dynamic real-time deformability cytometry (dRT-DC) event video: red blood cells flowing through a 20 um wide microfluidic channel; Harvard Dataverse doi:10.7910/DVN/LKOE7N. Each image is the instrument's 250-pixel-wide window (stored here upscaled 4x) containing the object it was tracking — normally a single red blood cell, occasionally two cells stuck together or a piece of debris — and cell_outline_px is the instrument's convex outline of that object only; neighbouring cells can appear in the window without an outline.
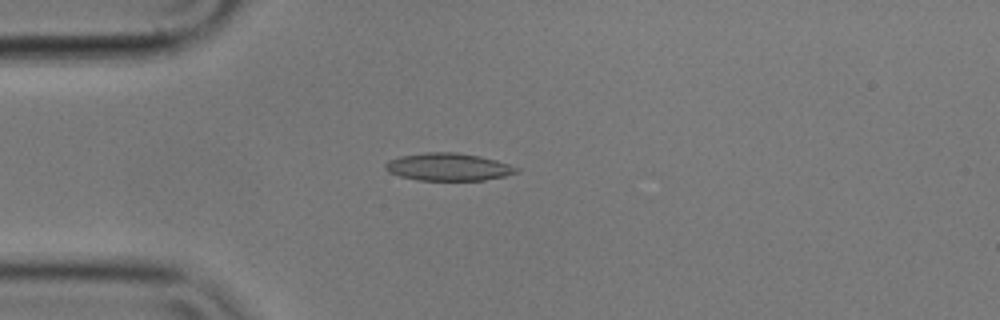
{"species": "common noctule bat (a hibernating species)", "species_latin": "Nyctalus noctula", "temperature_condition": "cold", "stored_images_in_passage": 7, "camera_frame_rate_fps": 3000, "um_per_image_px": 0.085, "animal": {"sex": "male", "body_mass_g": 17.9}, "frame": {"image": 1, "passage_image": 4, "time_ms": 1.0, "image_size_px": [1000, 320], "cell_outline_px": [[520, 172], [504, 176], [484, 180], [416, 180], [400, 176], [388, 172], [384, 168], [384, 164], [388, 160], [400, 156], [424, 152], [456, 152], [480, 156], [496, 160], [520, 168]], "centroid_in_image_um": [38.09, 14.18], "position_along_channel_um": 46.9, "area_um2": 21.21}}
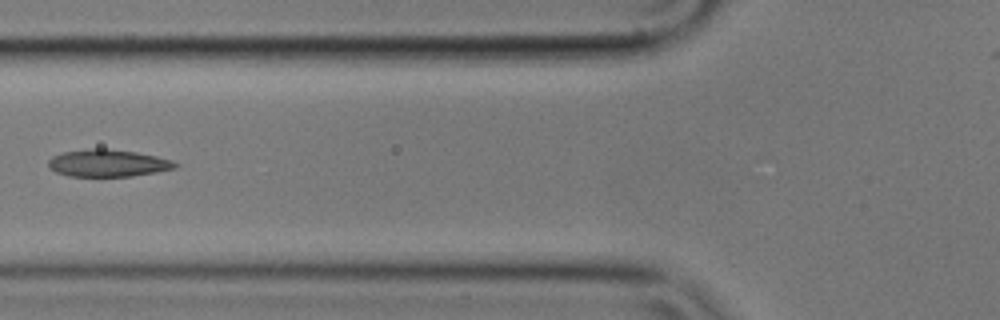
{"frame": {"image": 2, "passage_image": 6, "time_ms": 1.667, "image_size_px": [1000, 320], "cell_outline_px": [[180, 164], [176, 168], [156, 172], [132, 176], [68, 176], [56, 172], [48, 168], [48, 160], [52, 156], [64, 152], [92, 148], [104, 148], [136, 152], [156, 156], [172, 160]], "centroid_in_image_um": [9.17, 13.86], "position_along_channel_um": 116.6, "area_um2": 20.17}}
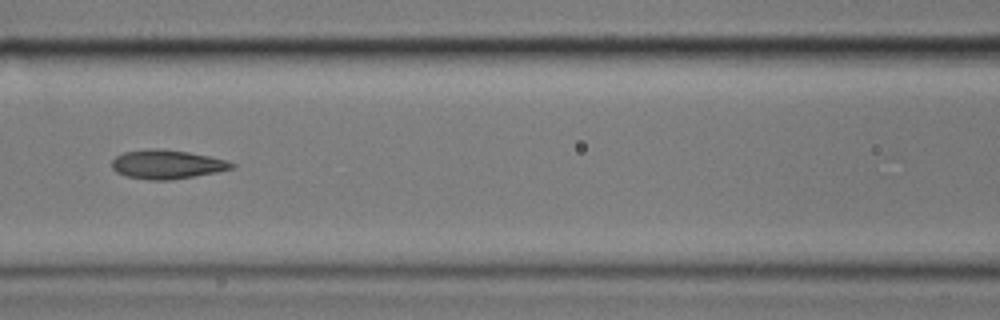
{"frame": {"image": 3, "passage_image": 7, "time_ms": 2.0, "image_size_px": [1000, 320], "cell_outline_px": [[236, 168], [216, 172], [168, 180], [148, 180], [128, 176], [116, 172], [112, 168], [112, 160], [116, 156], [124, 152], [152, 148], [156, 148], [188, 152], [228, 160], [236, 164]], "centroid_in_image_um": [14.21, 13.97], "position_along_channel_um": 152.4, "area_um2": 20.11}}